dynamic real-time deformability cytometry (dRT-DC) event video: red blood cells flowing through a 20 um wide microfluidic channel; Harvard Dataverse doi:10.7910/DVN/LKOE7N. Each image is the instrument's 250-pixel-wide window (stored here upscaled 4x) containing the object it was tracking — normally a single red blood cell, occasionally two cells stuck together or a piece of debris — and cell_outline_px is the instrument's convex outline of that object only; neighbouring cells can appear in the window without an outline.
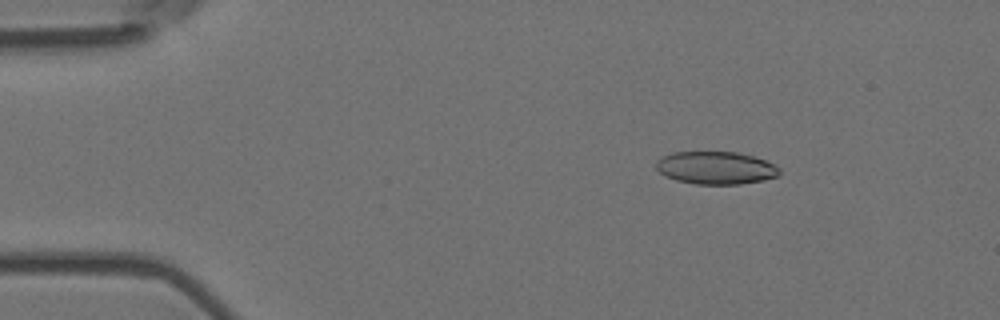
{"species": "Egyptian fruit bat (a non-hibernating species)", "species_latin": "Rousettus aegyptiacus", "temperature_condition": "room temperature", "stored_images_in_passage": 6, "camera_frame_rate_fps": 3000, "um_per_image_px": 0.085, "animal": {"sex": "female"}, "frame": {"image": 1, "passage_image": 3, "time_ms": 0.667, "image_size_px": [1000, 320], "cell_outline_px": [[780, 176], [764, 180], [740, 184], [696, 184], [676, 180], [660, 172], [656, 168], [656, 160], [672, 152], [736, 152], [752, 156], [764, 160], [780, 168]], "centroid_in_image_um": [60.86, 14.27], "position_along_channel_um": 24.1, "area_um2": 23.41}}
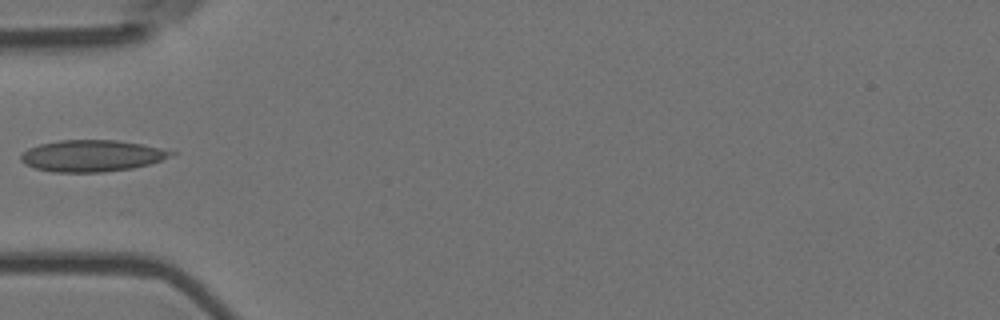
{"frame": {"image": 2, "passage_image": 6, "time_ms": 1.667, "image_size_px": [1000, 320], "cell_outline_px": [[176, 152], [160, 160], [148, 164], [132, 168], [104, 172], [52, 172], [36, 168], [24, 164], [20, 160], [20, 156], [28, 148], [40, 144], [60, 140], [120, 140], [144, 144]], "centroid_in_image_um": [7.77, 13.24], "position_along_channel_um": 77.2, "area_um2": 27.51}}